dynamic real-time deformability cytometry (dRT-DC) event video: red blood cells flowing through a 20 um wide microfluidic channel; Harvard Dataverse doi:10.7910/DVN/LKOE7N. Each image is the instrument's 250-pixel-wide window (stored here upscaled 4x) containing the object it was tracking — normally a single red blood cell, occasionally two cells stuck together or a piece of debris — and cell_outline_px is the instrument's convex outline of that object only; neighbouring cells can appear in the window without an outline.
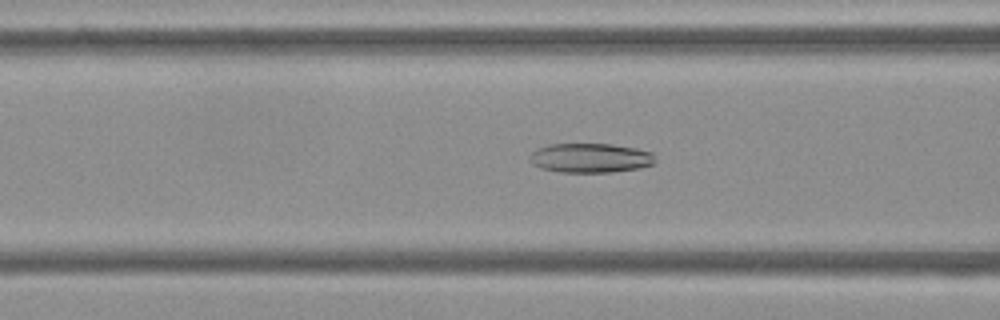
{"species": "Egyptian fruit bat (a non-hibernating species)", "species_latin": "Rousettus aegyptiacus", "temperature_condition": "cold", "stored_images_in_passage": 53, "camera_frame_rate_fps": 3000, "um_per_image_px": 0.085, "frame": {"image": 1, "passage_image": 20, "time_ms": 6.333, "image_size_px": [1000, 320], "cell_outline_px": [[656, 160], [652, 164], [640, 168], [612, 172], [560, 172], [540, 168], [532, 164], [528, 160], [528, 156], [536, 148], [548, 144], [612, 144], [636, 148], [652, 152]], "centroid_in_image_um": [50.14, 13.42], "position_along_channel_um": 116.5, "area_um2": 21.73}}
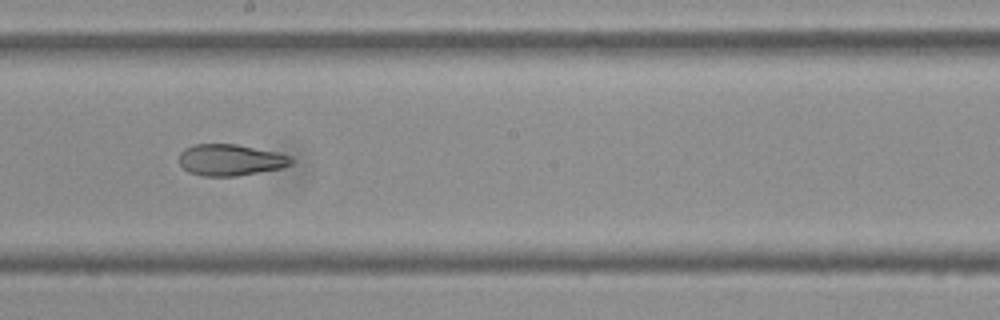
{"frame": {"image": 2, "passage_image": 29, "time_ms": 9.333, "image_size_px": [1000, 320], "cell_outline_px": [[292, 164], [284, 168], [236, 176], [204, 176], [188, 172], [180, 164], [180, 152], [184, 148], [192, 144], [236, 144], [276, 152], [292, 156]], "centroid_in_image_um": [19.6, 13.59], "position_along_channel_um": 228.6, "area_um2": 20.63}}
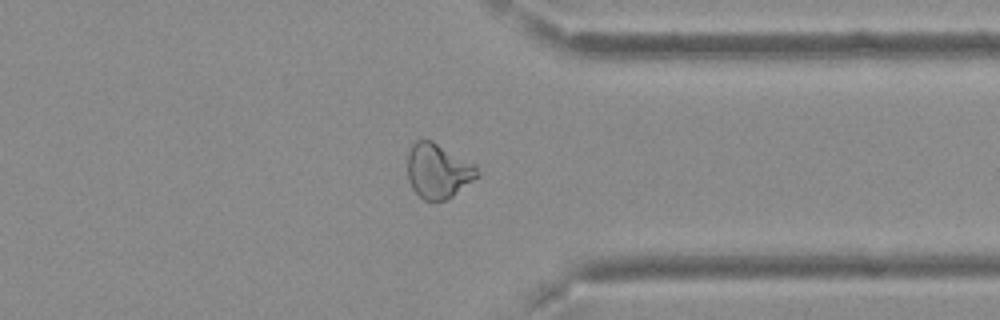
{"frame": {"image": 3, "passage_image": 41, "time_ms": 13.333, "image_size_px": [1000, 320], "cell_outline_px": [[484, 172], [480, 176], [452, 196], [444, 200], [424, 200], [412, 188], [408, 180], [408, 152], [412, 144], [416, 140], [432, 140], [476, 164]], "centroid_in_image_um": [37.29, 14.51], "position_along_channel_um": 374.1, "area_um2": 22.54}, "authors_computed_cell_mechanics": {"area_um2": 23.0622, "velocity_mm_per_s": 3.7316, "shape_relaxation_time_tau1_ms": null, "shape_relaxation_time_tau2_ms": 2.1931, "deformation_change_tau1": null, "deformation_change_tau2": 0.0828}}